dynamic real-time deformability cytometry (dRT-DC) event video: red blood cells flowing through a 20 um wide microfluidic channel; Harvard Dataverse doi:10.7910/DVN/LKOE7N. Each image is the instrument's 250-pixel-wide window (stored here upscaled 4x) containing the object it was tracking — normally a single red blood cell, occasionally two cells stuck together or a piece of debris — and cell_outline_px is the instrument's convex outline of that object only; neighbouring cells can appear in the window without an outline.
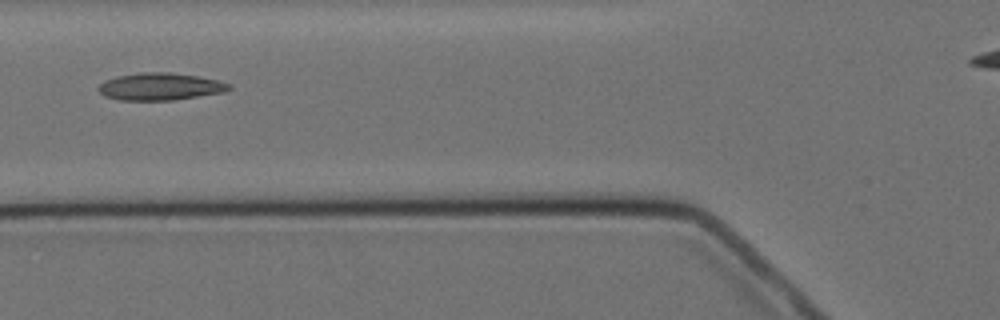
{"species": "Egyptian fruit bat (a non-hibernating species)", "species_latin": "Rousettus aegyptiacus", "temperature_condition": "cold", "stored_images_in_passage": 4, "camera_frame_rate_fps": 3000, "um_per_image_px": 0.085, "animal": {"sex": "female"}, "frame": {"image": 1, "passage_image": 3, "time_ms": 2.333, "image_size_px": [1000, 320], "cell_outline_px": [[232, 88], [224, 92], [172, 100], [120, 100], [104, 96], [96, 88], [104, 80], [116, 76], [140, 72], [168, 72], [196, 76], [216, 80], [232, 84]], "centroid_in_image_um": [13.58, 7.35], "position_along_channel_um": 112.2, "area_um2": 20.75}}
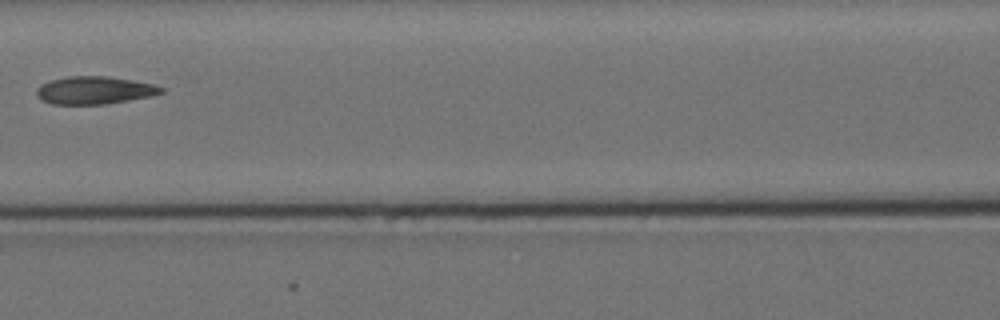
{"frame": {"image": 2, "passage_image": 4, "time_ms": 3.667, "image_size_px": [1000, 320], "cell_outline_px": [[164, 92], [152, 96], [108, 104], [52, 104], [40, 100], [36, 92], [36, 88], [40, 84], [52, 80], [68, 76], [108, 76], [132, 80], [152, 84], [164, 88]], "centroid_in_image_um": [8.02, 7.68], "position_along_channel_um": 158.6, "area_um2": 20.23}}